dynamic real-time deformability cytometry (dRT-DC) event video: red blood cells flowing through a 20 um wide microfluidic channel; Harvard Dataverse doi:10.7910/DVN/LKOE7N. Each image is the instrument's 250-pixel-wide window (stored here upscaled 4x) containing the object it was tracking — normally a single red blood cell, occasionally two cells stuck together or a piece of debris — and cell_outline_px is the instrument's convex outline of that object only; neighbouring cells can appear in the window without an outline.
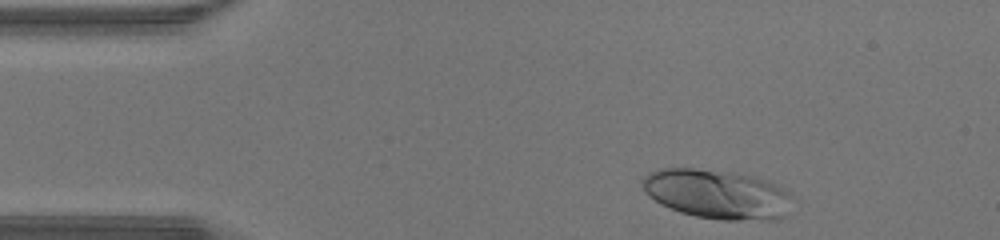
{"species": "human", "species_latin": "Homo sapiens", "temperature_condition": "warm", "stored_images_in_passage": 33, "camera_frame_rate_fps": 3000, "um_per_image_px": 0.085, "donor": {"sex": "male"}, "frame": {"image": 1, "passage_image": 2, "time_ms": 0.333, "image_size_px": [1000, 240], "cell_outline_px": [[792, 196], [784, 216], [776, 220], [724, 220], [696, 216], [680, 212], [660, 204], [648, 196], [644, 192], [640, 184], [640, 180], [648, 172], [660, 168], [696, 168], [732, 172], [756, 176], [772, 180], [788, 188]], "centroid_in_image_um": [60.96, 16.48], "position_along_channel_um": 24.0, "area_um2": 44.04}}
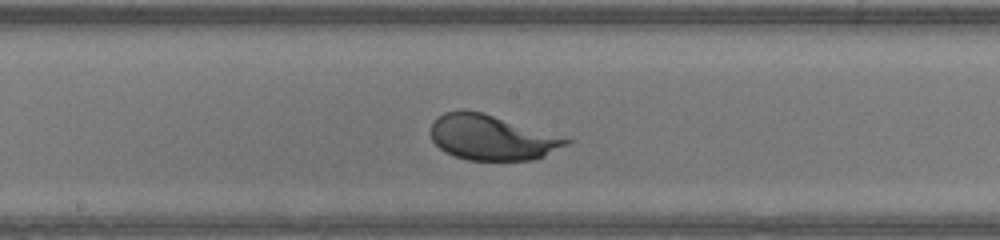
{"frame": {"image": 2, "passage_image": 19, "time_ms": 6.0, "image_size_px": [1000, 240], "cell_outline_px": [[572, 140], [568, 144], [536, 160], [468, 160], [444, 152], [432, 140], [432, 124], [444, 112], [484, 112]], "centroid_in_image_um": [41.81, 11.72], "position_along_channel_um": 206.4, "area_um2": 34.85}}
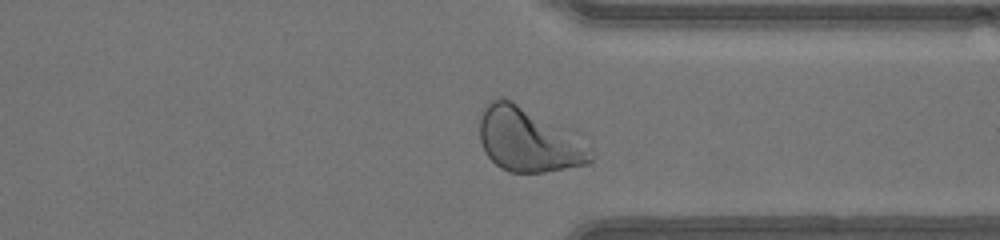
{"frame": {"image": 3, "passage_image": 30, "time_ms": 9.667, "image_size_px": [1000, 240], "cell_outline_px": [[592, 160], [588, 164], [544, 172], [508, 172], [500, 168], [484, 152], [480, 140], [480, 116], [488, 100], [500, 96], [504, 96], [512, 100], [592, 156]], "centroid_in_image_um": [44.63, 11.93], "position_along_channel_um": 366.8, "area_um2": 38.21}, "authors_computed_cell_mechanics": {"area_um2": 37.3966, "velocity_mm_per_s": 4.4235, "shape_relaxation_time_tau1_ms": 1.5618, "shape_relaxation_time_tau2_ms": null, "deformation_change_tau1": 0.1586, "deformation_change_tau2": null}}